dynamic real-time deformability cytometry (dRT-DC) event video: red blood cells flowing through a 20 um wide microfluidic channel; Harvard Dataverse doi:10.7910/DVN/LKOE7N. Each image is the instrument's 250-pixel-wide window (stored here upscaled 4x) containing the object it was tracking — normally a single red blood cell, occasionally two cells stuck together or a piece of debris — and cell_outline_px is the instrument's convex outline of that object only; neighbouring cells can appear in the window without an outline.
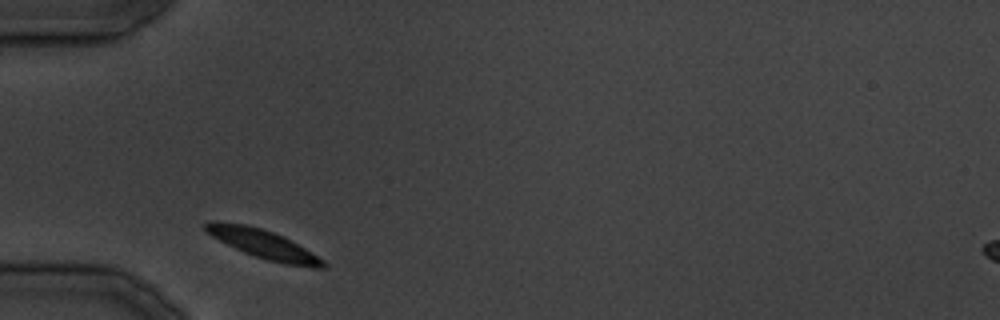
{"species": "common noctule bat (a hibernating species)", "species_latin": "Nyctalus noctula", "temperature_condition": "cold", "stored_images_in_passage": 21, "camera_frame_rate_fps": 3000, "um_per_image_px": 0.085, "animal": {"sex": "male", "body_mass_g": 19.5, "forearm_length_mm": 54.6}, "frame": {"image": 1, "passage_image": 1, "time_ms": 0.0, "image_size_px": [1000, 320], "cell_outline_px": [[328, 264], [324, 268], [312, 268], [288, 264], [268, 260], [244, 252], [204, 232], [204, 224], [212, 220], [244, 224], [260, 228], [272, 232], [304, 248], [324, 260]], "centroid_in_image_um": [22.36, 20.75], "position_along_channel_um": 62.6, "area_um2": 19.25}}
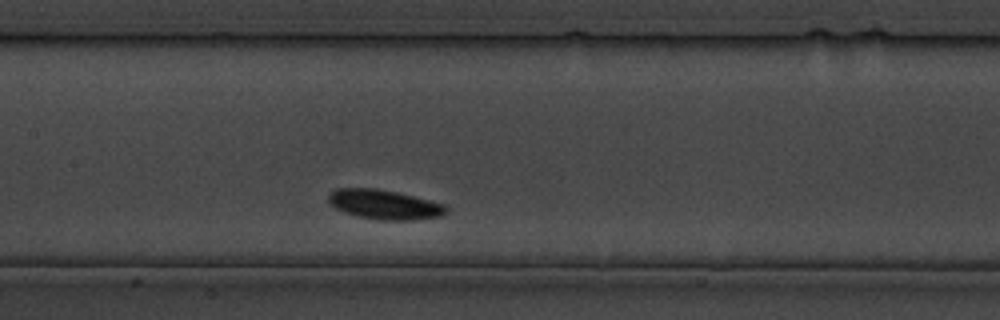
{"frame": {"image": 2, "passage_image": 8, "time_ms": 8.333, "image_size_px": [1000, 320], "cell_outline_px": [[448, 212], [440, 216], [416, 220], [376, 220], [356, 216], [344, 212], [328, 204], [328, 192], [336, 188], [376, 188], [396, 192], [444, 204], [448, 208]], "centroid_in_image_um": [32.62, 17.39], "position_along_channel_um": 174.8, "area_um2": 20.46}}
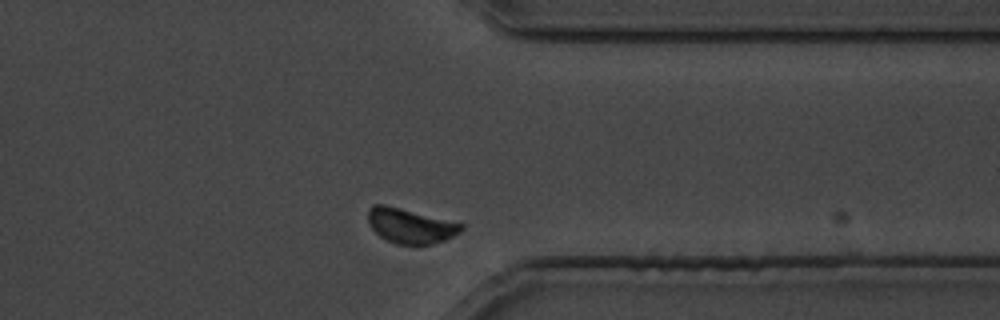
{"frame": {"image": 3, "passage_image": 20, "time_ms": 22.667, "image_size_px": [1000, 320], "cell_outline_px": [[464, 228], [460, 232], [444, 240], [432, 244], [396, 244], [380, 236], [368, 224], [368, 208], [372, 204], [384, 204], [464, 224]], "centroid_in_image_um": [34.85, 19.18], "position_along_channel_um": 376.5, "area_um2": 18.73}}